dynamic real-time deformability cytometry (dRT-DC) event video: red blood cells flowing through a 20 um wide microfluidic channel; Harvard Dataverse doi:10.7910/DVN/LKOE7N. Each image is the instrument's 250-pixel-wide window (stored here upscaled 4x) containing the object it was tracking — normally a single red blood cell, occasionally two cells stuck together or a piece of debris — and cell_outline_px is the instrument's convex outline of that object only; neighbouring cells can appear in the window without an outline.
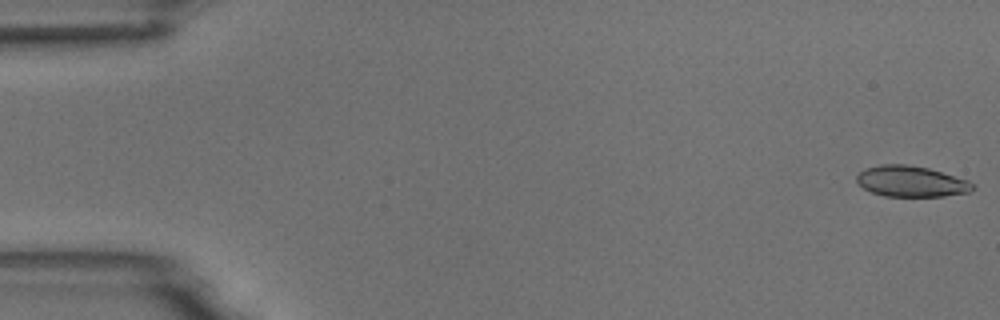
{"species": "common noctule bat (a hibernating species)", "species_latin": "Nyctalus noctula", "temperature_condition": "room temperature", "stored_images_in_passage": 4, "camera_frame_rate_fps": 3000, "um_per_image_px": 0.085, "animal": {"sex": "male", "body_mass_g": 18.8}, "frame": {"image": 1, "passage_image": 1, "time_ms": 0.0, "image_size_px": [1000, 320], "cell_outline_px": [[976, 188], [972, 192], [944, 196], [884, 196], [872, 192], [864, 188], [856, 180], [856, 176], [864, 168], [880, 164], [904, 164], [928, 168], [968, 180], [976, 184]], "centroid_in_image_um": [77.48, 15.42], "position_along_channel_um": 7.5, "area_um2": 20.98}}
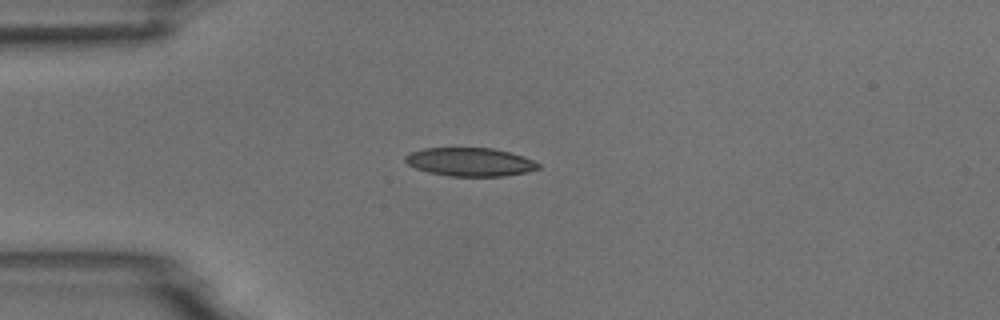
{"frame": {"image": 2, "passage_image": 4, "time_ms": 4.333, "image_size_px": [1000, 320], "cell_outline_px": [[540, 168], [528, 172], [504, 176], [448, 176], [428, 172], [416, 168], [408, 164], [404, 160], [404, 156], [412, 152], [424, 148], [492, 148], [524, 156], [540, 164]], "centroid_in_image_um": [39.96, 13.77], "position_along_channel_um": 45.0, "area_um2": 22.02}}